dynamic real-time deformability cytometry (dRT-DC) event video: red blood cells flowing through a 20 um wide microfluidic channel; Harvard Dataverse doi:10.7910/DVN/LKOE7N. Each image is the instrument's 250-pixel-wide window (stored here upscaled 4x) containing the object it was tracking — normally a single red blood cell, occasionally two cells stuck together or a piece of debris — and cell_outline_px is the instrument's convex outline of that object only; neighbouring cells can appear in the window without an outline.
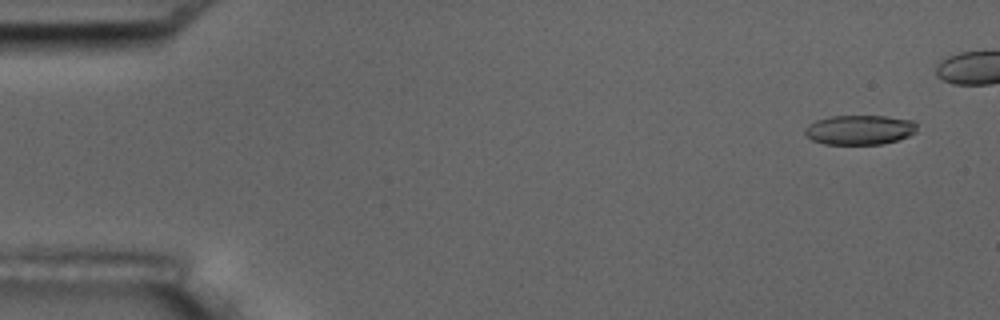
{"species": "common noctule bat (a hibernating species)", "species_latin": "Nyctalus noctula", "temperature_condition": "room temperature", "stored_images_in_passage": 6, "camera_frame_rate_fps": 3000, "um_per_image_px": 0.085, "animal": {"sex": "male", "body_mass_g": 17.5, "forearm_length_mm": 52.3}, "frame": {"image": 1, "passage_image": 1, "time_ms": 0.0, "image_size_px": [1000, 320], "cell_outline_px": [[916, 132], [908, 136], [896, 140], [880, 144], [824, 144], [812, 140], [804, 132], [804, 128], [808, 124], [816, 120], [832, 116], [884, 116], [912, 120], [916, 124]], "centroid_in_image_um": [73.04, 11.03], "position_along_channel_um": 12.0, "area_um2": 19.25}}